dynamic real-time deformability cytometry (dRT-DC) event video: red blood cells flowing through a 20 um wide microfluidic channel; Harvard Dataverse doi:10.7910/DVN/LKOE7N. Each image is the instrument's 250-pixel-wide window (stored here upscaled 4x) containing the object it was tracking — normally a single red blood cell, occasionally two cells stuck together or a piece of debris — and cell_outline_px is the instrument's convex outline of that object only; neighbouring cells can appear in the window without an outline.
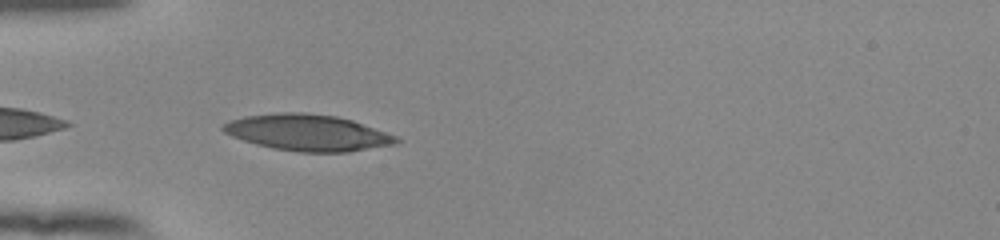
{"species": "human", "species_latin": "Homo sapiens", "temperature_condition": "room temperature", "stored_images_in_passage": 32, "camera_frame_rate_fps": 3000, "um_per_image_px": 0.085, "donor": {"sex": "female"}, "frame": {"image": 1, "passage_image": 2, "time_ms": 0.333, "image_size_px": [1000, 240], "cell_outline_px": [[400, 140], [396, 144], [348, 152], [300, 152], [272, 148], [256, 144], [232, 136], [224, 132], [220, 128], [228, 120], [244, 116], [280, 112], [304, 112], [336, 116], [352, 120], [396, 136]], "centroid_in_image_um": [26.12, 11.27], "position_along_channel_um": 58.9, "area_um2": 36.59}}
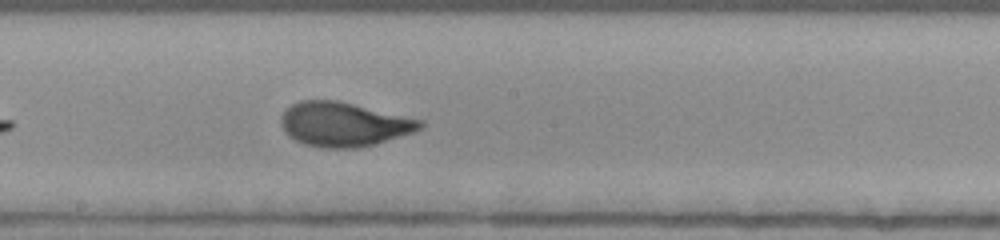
{"frame": {"image": 2, "passage_image": 15, "time_ms": 4.667, "image_size_px": [1000, 240], "cell_outline_px": [[424, 124], [420, 128], [412, 132], [372, 144], [356, 148], [324, 148], [304, 144], [288, 136], [284, 132], [280, 120], [280, 116], [292, 104], [300, 100], [336, 100], [424, 120]], "centroid_in_image_um": [29.17, 10.56], "position_along_channel_um": 219.0, "area_um2": 35.55}}
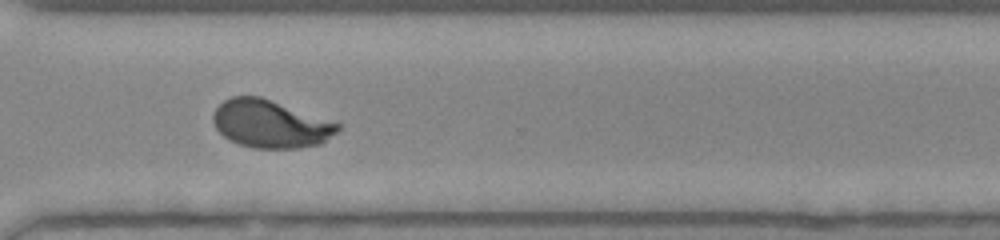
{"frame": {"image": 3, "passage_image": 25, "time_ms": 8.0, "image_size_px": [1000, 240], "cell_outline_px": [[344, 124], [336, 132], [320, 144], [296, 148], [252, 148], [228, 140], [216, 128], [212, 120], [212, 116], [216, 108], [224, 100], [232, 96], [260, 96]], "centroid_in_image_um": [22.99, 10.53], "position_along_channel_um": 347.6, "area_um2": 34.8}, "authors_computed_cell_mechanics": {"area_um2": 35.3736, "velocity_mm_per_s": 3.8527, "shape_relaxation_time_tau1_ms": 4.6857, "shape_relaxation_time_tau2_ms": null, "deformation_change_tau1": 0.2062, "deformation_change_tau2": null}}